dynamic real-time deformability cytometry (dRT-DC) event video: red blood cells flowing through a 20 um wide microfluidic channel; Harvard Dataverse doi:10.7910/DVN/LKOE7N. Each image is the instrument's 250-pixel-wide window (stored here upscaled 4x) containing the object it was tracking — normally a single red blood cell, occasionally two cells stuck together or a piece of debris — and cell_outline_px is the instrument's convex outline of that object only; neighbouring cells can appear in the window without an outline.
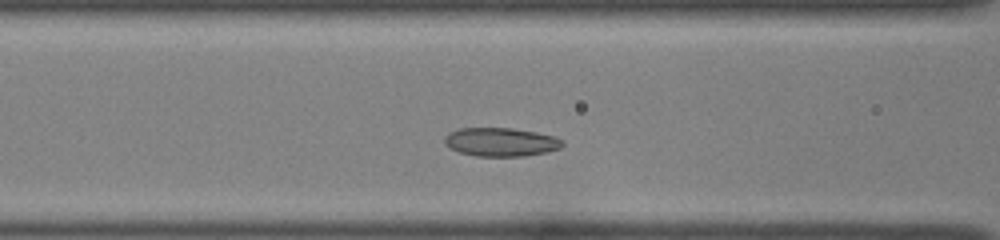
{"species": "common noctule bat (a hibernating species)", "species_latin": "Nyctalus noctula", "temperature_condition": "room temperature", "stored_images_in_passage": 37, "camera_frame_rate_fps": 3000, "um_per_image_px": 0.085, "animal": {"sex": "female", "body_mass_g": 22.0, "forearm_length_mm": 56.7}, "frame": {"image": 1, "passage_image": 9, "time_ms": 2.667, "image_size_px": [1000, 240], "cell_outline_px": [[564, 144], [560, 148], [548, 152], [524, 156], [476, 156], [460, 152], [444, 144], [444, 136], [448, 132], [460, 128], [512, 128], [536, 132], [556, 136], [564, 140]], "centroid_in_image_um": [42.6, 12.06], "position_along_channel_um": 124.0, "area_um2": 19.83}}
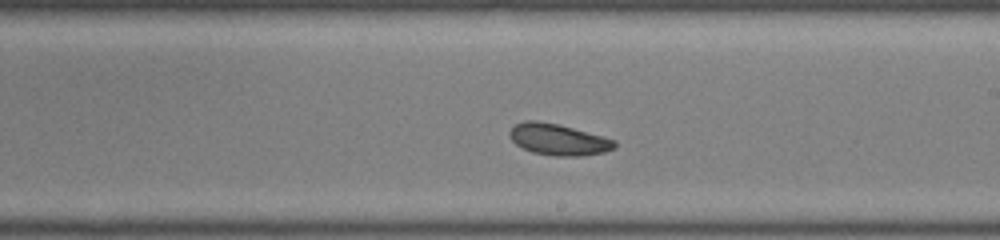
{"frame": {"image": 2, "passage_image": 18, "time_ms": 5.667, "image_size_px": [1000, 240], "cell_outline_px": [[616, 148], [604, 152], [584, 156], [556, 156], [532, 152], [516, 144], [508, 136], [508, 132], [516, 124], [524, 120], [536, 120], [560, 124], [604, 136], [616, 140]], "centroid_in_image_um": [47.48, 11.85], "position_along_channel_um": 241.5, "area_um2": 19.42}}
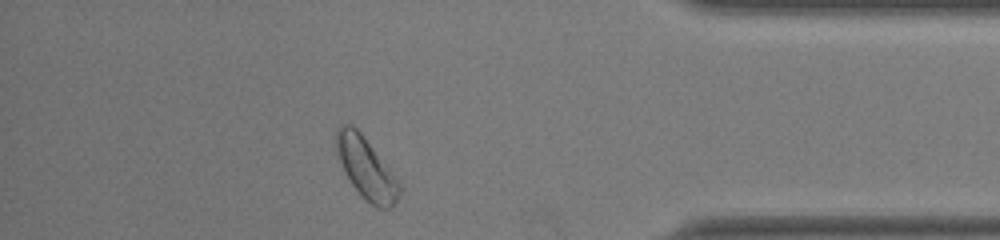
{"frame": {"image": 3, "passage_image": 32, "time_ms": 10.333, "image_size_px": [1000, 240], "cell_outline_px": [[400, 196], [396, 204], [392, 208], [376, 208], [352, 184], [344, 172], [336, 152], [336, 128], [340, 124], [352, 124], [360, 132], [400, 184]], "centroid_in_image_um": [31.1, 14.29], "position_along_channel_um": 404.1, "area_um2": 21.96}, "authors_computed_cell_mechanics": {"area_um2": 19.7098, "velocity_mm_per_s": 3.9299, "shape_relaxation_time_tau1_ms": 4.439, "shape_relaxation_time_tau2_ms": null, "deformation_change_tau1": 0.114, "deformation_change_tau2": null}}